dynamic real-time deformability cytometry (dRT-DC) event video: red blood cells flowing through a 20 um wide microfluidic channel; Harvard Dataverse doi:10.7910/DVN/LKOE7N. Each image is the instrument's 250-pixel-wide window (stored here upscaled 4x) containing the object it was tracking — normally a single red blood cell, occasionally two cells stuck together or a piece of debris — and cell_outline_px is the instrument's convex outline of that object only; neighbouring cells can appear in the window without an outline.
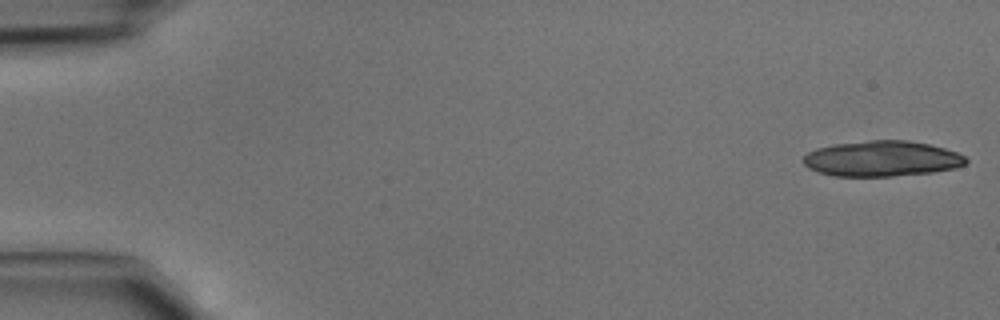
{"species": "common noctule bat (a hibernating species)", "species_latin": "Nyctalus noctula", "temperature_condition": "cold", "stored_images_in_passage": 19, "camera_frame_rate_fps": 3000, "um_per_image_px": 0.085, "animal": {"sex": "male", "body_mass_g": 15.6}, "frame": {"image": 1, "passage_image": 1, "time_ms": 0.0, "image_size_px": [1000, 320], "cell_outline_px": [[968, 164], [956, 168], [932, 172], [892, 176], [832, 176], [816, 172], [808, 168], [804, 164], [804, 156], [808, 152], [816, 148], [836, 144], [872, 140], [908, 140], [928, 144], [944, 148], [956, 152], [964, 156], [968, 160]], "centroid_in_image_um": [74.96, 13.49], "position_along_channel_um": 10.0, "area_um2": 33.76}}